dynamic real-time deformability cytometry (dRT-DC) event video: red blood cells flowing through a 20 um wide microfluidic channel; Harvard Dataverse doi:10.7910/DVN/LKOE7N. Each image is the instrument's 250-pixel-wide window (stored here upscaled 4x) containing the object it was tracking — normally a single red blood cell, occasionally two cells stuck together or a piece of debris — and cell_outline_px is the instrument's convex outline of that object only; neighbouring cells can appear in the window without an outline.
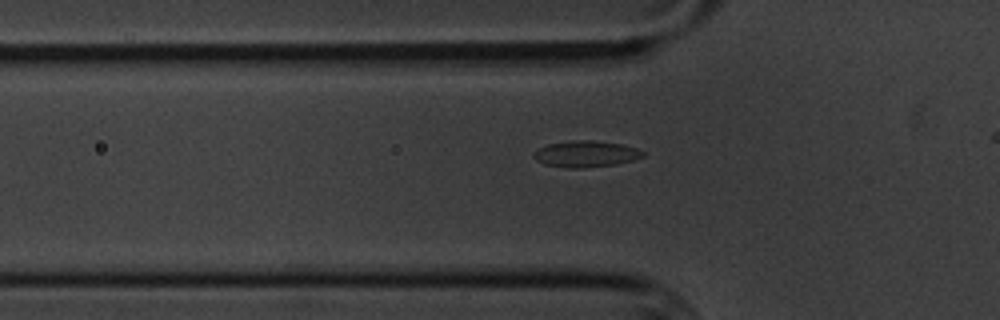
{"species": "common noctule bat (a hibernating species)", "species_latin": "Nyctalus noctula", "temperature_condition": "cold", "stored_images_in_passage": 6, "camera_frame_rate_fps": 3000, "um_per_image_px": 0.085, "animal": {"sex": "male", "body_mass_g": 20.1, "forearm_length_mm": 53.5}, "frame": {"image": 1, "passage_image": 5, "time_ms": 5.333, "image_size_px": [1000, 320], "cell_outline_px": [[644, 156], [632, 160], [616, 164], [584, 168], [568, 168], [544, 164], [536, 160], [532, 156], [532, 152], [548, 144], [572, 140], [592, 140], [620, 144], [636, 148], [644, 152]], "centroid_in_image_um": [49.76, 13.09], "position_along_channel_um": 76.0, "area_um2": 16.7}}